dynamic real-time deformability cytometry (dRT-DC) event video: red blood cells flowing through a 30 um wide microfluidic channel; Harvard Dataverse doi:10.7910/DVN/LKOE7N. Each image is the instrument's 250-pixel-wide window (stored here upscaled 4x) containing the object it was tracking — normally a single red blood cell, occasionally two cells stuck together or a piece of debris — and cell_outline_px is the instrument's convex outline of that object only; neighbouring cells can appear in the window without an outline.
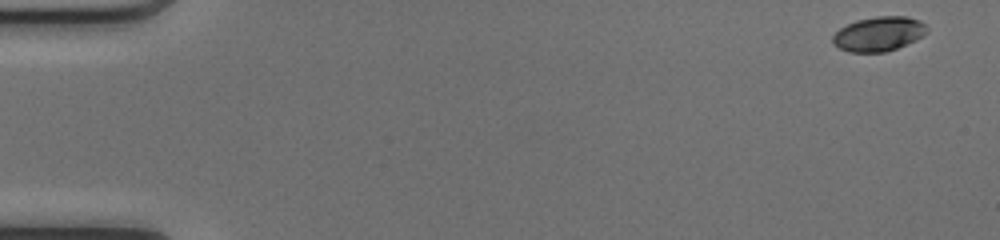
{"species": "common noctule bat (a hibernating species)", "species_latin": "Nyctalus noctula", "temperature_condition": "cold", "stored_images_in_passage": 49, "camera_frame_rate_fps": 3000, "um_per_image_px": 0.085, "animal": {"sex": "female", "body_mass_g": 17.0, "forearm_length_mm": 48.0}, "frame": {"image": 1, "passage_image": 1, "time_ms": 0.0, "image_size_px": [1000, 240], "cell_outline_px": [[928, 32], [896, 48], [884, 52], [848, 52], [832, 44], [832, 36], [840, 28], [856, 20], [876, 16], [908, 16], [920, 20], [928, 28]], "centroid_in_image_um": [74.66, 2.87], "position_along_channel_um": 10.3, "area_um2": 18.79}}
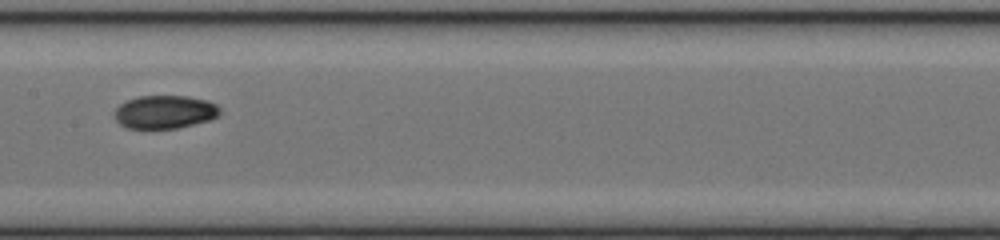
{"frame": {"image": 2, "passage_image": 25, "time_ms": 8.0, "image_size_px": [1000, 240], "cell_outline_px": [[220, 112], [216, 116], [208, 120], [176, 128], [128, 128], [120, 124], [116, 120], [116, 108], [120, 104], [128, 100], [140, 96], [188, 96], [208, 100], [216, 104], [220, 108]], "centroid_in_image_um": [14.02, 9.5], "position_along_channel_um": 193.4, "area_um2": 20.11}}
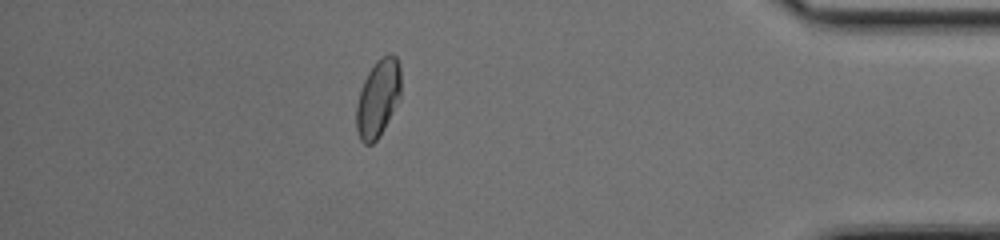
{"frame": {"image": 3, "passage_image": 43, "time_ms": 14.0, "image_size_px": [1000, 240], "cell_outline_px": [[400, 100], [380, 136], [372, 144], [364, 144], [360, 140], [356, 128], [356, 104], [360, 88], [368, 72], [376, 60], [380, 56], [388, 52], [392, 52], [396, 56], [400, 64]], "centroid_in_image_um": [32.14, 8.32], "position_along_channel_um": 403.1, "area_um2": 20.63}, "authors_computed_cell_mechanics": {"area_um2": 20.1144, "velocity_mm_per_s": 4.1869, "shape_relaxation_time_tau1_ms": 7.5213, "shape_relaxation_time_tau2_ms": 2.1262, "deformation_change_tau1": 0.1726, "deformation_change_tau2": 0.0421}}